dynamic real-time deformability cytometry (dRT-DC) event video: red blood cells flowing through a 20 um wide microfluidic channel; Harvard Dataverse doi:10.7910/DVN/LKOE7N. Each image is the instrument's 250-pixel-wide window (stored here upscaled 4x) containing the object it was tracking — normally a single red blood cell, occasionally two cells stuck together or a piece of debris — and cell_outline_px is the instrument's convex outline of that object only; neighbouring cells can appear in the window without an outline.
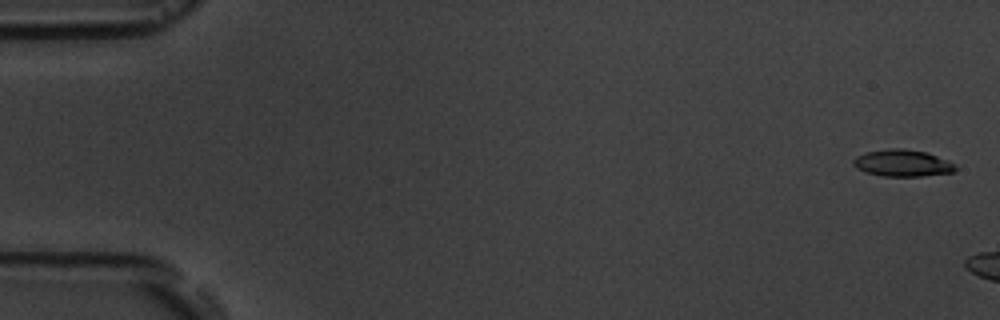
{"species": "common noctule bat (a hibernating species)", "species_latin": "Nyctalus noctula", "temperature_condition": "room temperature", "stored_images_in_passage": 3, "camera_frame_rate_fps": 3000, "um_per_image_px": 0.085, "animal": {"sex": "male", "body_mass_g": 19.5, "forearm_length_mm": 54.6}, "frame": {"image": 1, "passage_image": 1, "time_ms": 0.0, "image_size_px": [1000, 320], "cell_outline_px": [[956, 172], [920, 176], [884, 176], [864, 172], [856, 168], [852, 164], [852, 160], [856, 156], [864, 152], [888, 148], [904, 148], [928, 152], [948, 160], [956, 164]], "centroid_in_image_um": [76.7, 13.85], "position_along_channel_um": 8.3, "area_um2": 16.3}}